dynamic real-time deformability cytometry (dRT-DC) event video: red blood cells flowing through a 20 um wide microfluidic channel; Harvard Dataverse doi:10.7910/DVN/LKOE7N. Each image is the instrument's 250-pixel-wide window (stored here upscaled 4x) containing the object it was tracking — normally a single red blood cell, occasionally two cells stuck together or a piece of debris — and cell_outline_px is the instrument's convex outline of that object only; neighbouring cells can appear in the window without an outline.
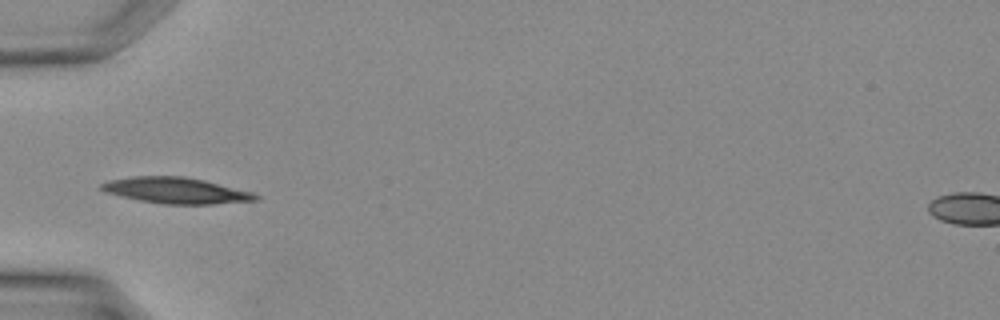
{"species": "Egyptian fruit bat (a non-hibernating species)", "species_latin": "Rousettus aegyptiacus", "temperature_condition": "warm", "stored_images_in_passage": 25, "camera_frame_rate_fps": 3000, "um_per_image_px": 0.085, "animal": {"sex": "female"}, "frame": {"image": 1, "passage_image": 1, "time_ms": 0.0, "image_size_px": [1000, 320], "cell_outline_px": [[260, 200], [212, 204], [164, 204], [140, 200], [108, 192], [100, 188], [100, 184], [108, 180], [132, 176], [184, 176], [204, 180], [252, 192], [260, 196]], "centroid_in_image_um": [15.0, 16.18], "position_along_channel_um": 70.0, "area_um2": 23.18}}
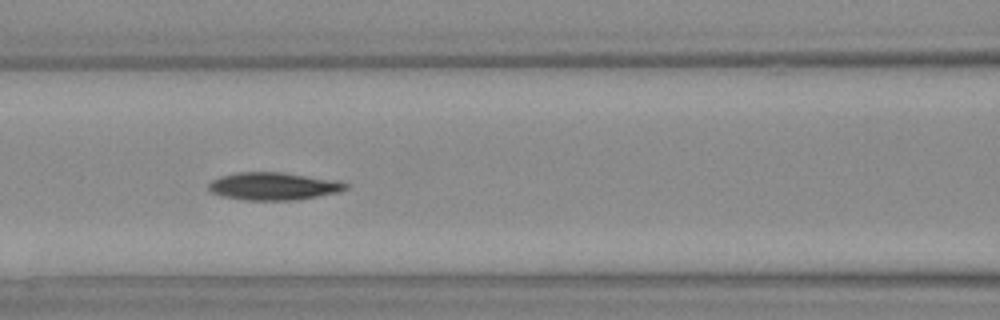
{"frame": {"image": 2, "passage_image": 5, "time_ms": 1.333, "image_size_px": [1000, 320], "cell_outline_px": [[348, 188], [336, 192], [296, 200], [248, 200], [224, 196], [212, 192], [208, 188], [208, 184], [212, 180], [220, 176], [236, 172], [284, 172], [336, 180], [348, 184]], "centroid_in_image_um": [23.23, 15.81], "position_along_channel_um": 143.4, "area_um2": 21.91}}
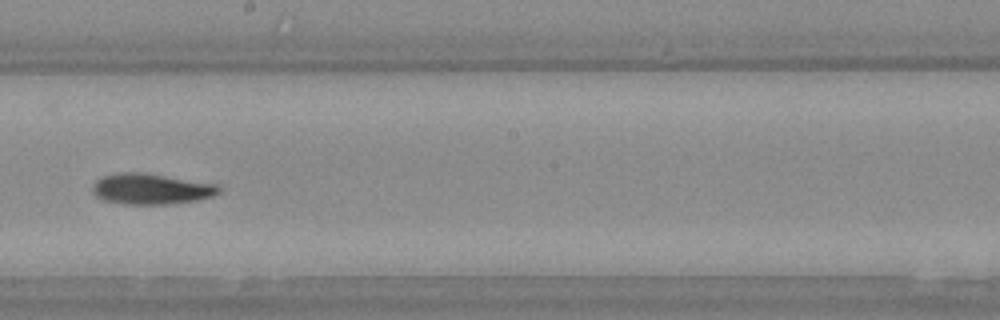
{"frame": {"image": 3, "passage_image": 10, "time_ms": 3.0, "image_size_px": [1000, 320], "cell_outline_px": [[220, 192], [212, 196], [196, 200], [164, 204], [124, 204], [104, 200], [96, 196], [92, 192], [92, 184], [96, 180], [104, 176], [120, 172], [144, 172], [216, 184], [220, 188]], "centroid_in_image_um": [12.8, 16.05], "position_along_channel_um": 235.4, "area_um2": 22.54}}